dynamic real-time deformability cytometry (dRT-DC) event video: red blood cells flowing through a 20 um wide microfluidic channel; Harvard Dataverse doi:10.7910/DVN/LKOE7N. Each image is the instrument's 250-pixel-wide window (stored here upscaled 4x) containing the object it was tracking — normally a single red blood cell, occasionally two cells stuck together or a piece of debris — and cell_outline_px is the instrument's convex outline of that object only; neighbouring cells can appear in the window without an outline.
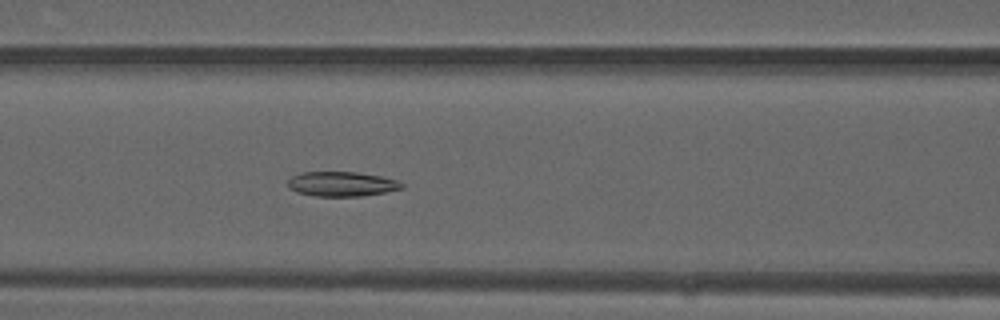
{"species": "common noctule bat (a hibernating species)", "species_latin": "Nyctalus noctula", "temperature_condition": "warm", "stored_images_in_passage": 46, "camera_frame_rate_fps": 3000, "um_per_image_px": 0.085, "animal": {"sex": "male", "forearm_length_mm": 52.5}, "frame": {"image": 1, "passage_image": 18, "time_ms": 5.667, "image_size_px": [1000, 320], "cell_outline_px": [[404, 188], [384, 192], [360, 196], [316, 196], [296, 192], [288, 188], [288, 180], [292, 176], [300, 172], [356, 172], [380, 176], [396, 180], [404, 184]], "centroid_in_image_um": [29.01, 15.64], "position_along_channel_um": 137.6, "area_um2": 16.36}}
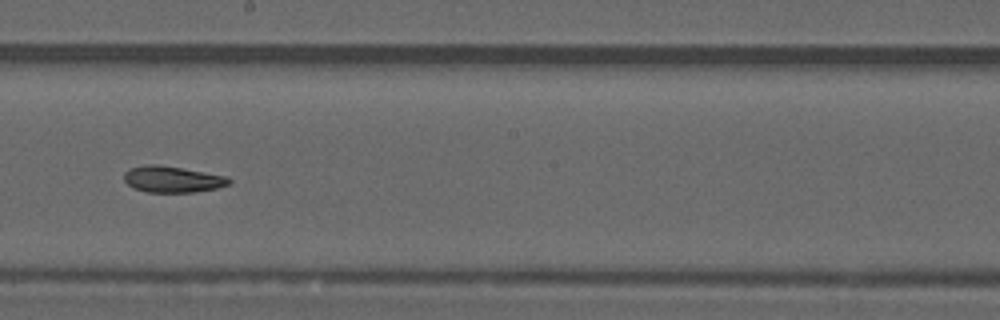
{"frame": {"image": 2, "passage_image": 25, "time_ms": 8.0, "image_size_px": [1000, 320], "cell_outline_px": [[232, 180], [228, 184], [216, 188], [196, 192], [148, 192], [132, 188], [124, 180], [124, 172], [128, 168], [148, 164], [156, 164], [228, 176]], "centroid_in_image_um": [14.63, 15.24], "position_along_channel_um": 233.6, "area_um2": 16.07}}
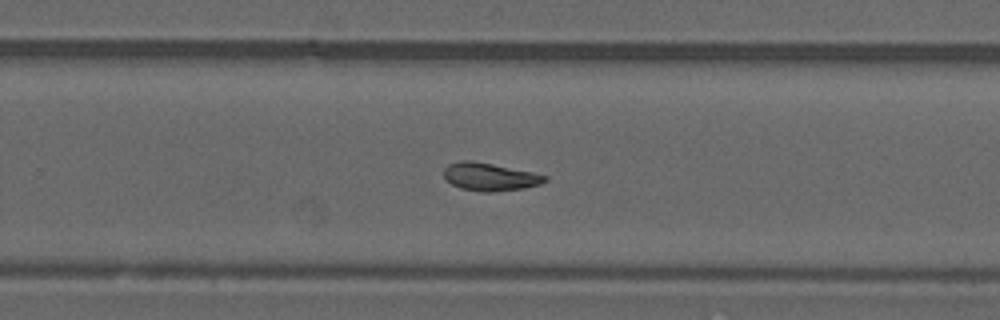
{"frame": {"image": 3, "passage_image": 29, "time_ms": 9.333, "image_size_px": [1000, 320], "cell_outline_px": [[548, 180], [540, 184], [524, 188], [492, 192], [484, 192], [460, 188], [452, 184], [444, 176], [444, 168], [448, 164], [460, 160], [472, 160], [532, 172], [548, 176]], "centroid_in_image_um": [41.63, 15.02], "position_along_channel_um": 288.2, "area_um2": 16.36}, "authors_computed_cell_mechanics": {"area_um2": 16.8487, "velocity_mm_per_s": 4.1284, "shape_relaxation_time_tau1_ms": null, "shape_relaxation_time_tau2_ms": 5.9806, "deformation_change_tau1": null, "deformation_change_tau2": 0.0911}}